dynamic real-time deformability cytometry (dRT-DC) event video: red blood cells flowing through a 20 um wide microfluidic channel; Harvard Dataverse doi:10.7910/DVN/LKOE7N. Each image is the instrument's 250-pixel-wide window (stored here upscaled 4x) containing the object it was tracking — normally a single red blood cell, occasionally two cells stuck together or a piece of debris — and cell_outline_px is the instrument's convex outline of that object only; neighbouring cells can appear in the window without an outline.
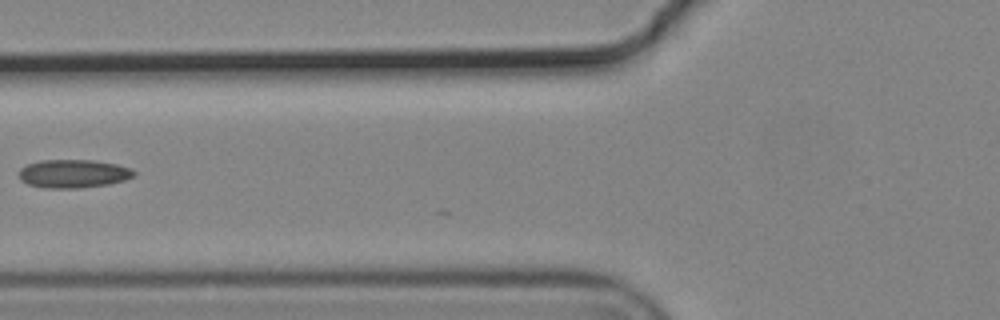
{"species": "common noctule bat (a hibernating species)", "species_latin": "Nyctalus noctula", "temperature_condition": "cold", "stored_images_in_passage": 7, "camera_frame_rate_fps": 3000, "um_per_image_px": 0.085, "animal": {"sex": "male", "body_mass_g": 19.2, "forearm_length_mm": 51.8}, "frame": {"image": 1, "passage_image": 6, "time_ms": 1.667, "image_size_px": [1000, 320], "cell_outline_px": [[136, 176], [124, 180], [108, 184], [80, 188], [44, 188], [28, 184], [20, 180], [20, 168], [28, 164], [40, 160], [92, 160], [116, 164], [132, 168], [136, 172]], "centroid_in_image_um": [6.26, 14.76], "position_along_channel_um": 119.5, "area_um2": 19.07}}
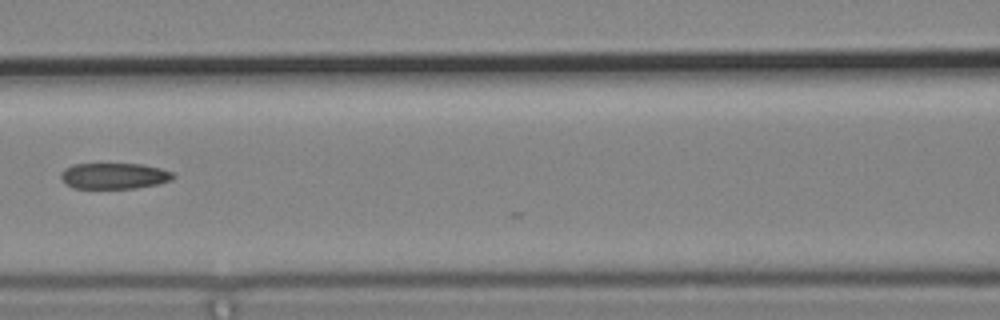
{"frame": {"image": 2, "passage_image": 7, "time_ms": 2.0, "image_size_px": [1000, 320], "cell_outline_px": [[176, 176], [172, 180], [156, 184], [136, 188], [72, 188], [64, 184], [60, 176], [60, 172], [64, 168], [72, 164], [144, 164], [160, 168], [172, 172]], "centroid_in_image_um": [9.67, 14.95], "position_along_channel_um": 156.9, "area_um2": 17.17}}